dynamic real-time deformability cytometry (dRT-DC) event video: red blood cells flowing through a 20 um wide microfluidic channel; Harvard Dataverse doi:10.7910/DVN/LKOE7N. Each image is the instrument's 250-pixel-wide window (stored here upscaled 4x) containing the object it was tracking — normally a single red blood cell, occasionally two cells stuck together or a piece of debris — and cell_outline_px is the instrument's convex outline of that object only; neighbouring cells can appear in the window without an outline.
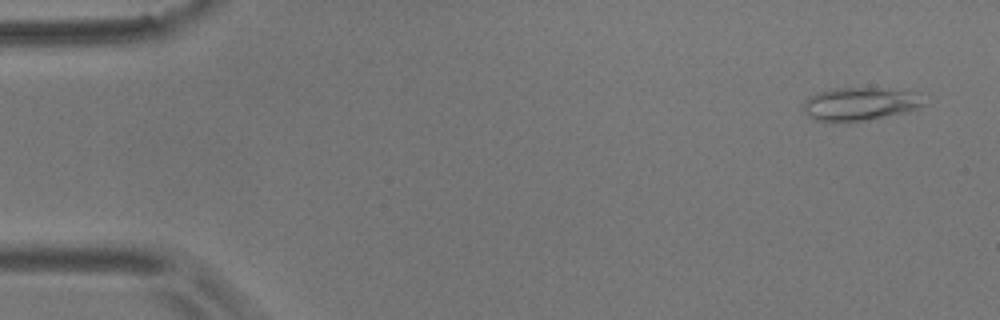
{"species": "common noctule bat (a hibernating species)", "species_latin": "Nyctalus noctula", "temperature_condition": "room temperature", "stored_images_in_passage": 56, "camera_frame_rate_fps": 3000, "um_per_image_px": 0.085, "animal": {"sex": "male", "body_mass_g": 17.9}, "frame": {"image": 1, "passage_image": 3, "time_ms": 0.667, "image_size_px": [1000, 320], "cell_outline_px": [[924, 104], [916, 108], [904, 112], [884, 116], [860, 120], [816, 120], [808, 116], [804, 112], [804, 100], [820, 92], [836, 88], [888, 88], [908, 92]], "centroid_in_image_um": [72.99, 8.81], "position_along_channel_um": 12.0, "area_um2": 21.96}}
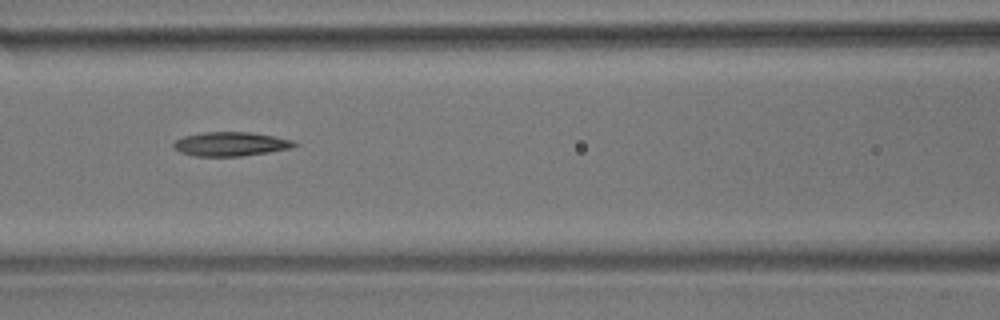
{"frame": {"image": 2, "passage_image": 24, "time_ms": 7.667, "image_size_px": [1000, 320], "cell_outline_px": [[300, 144], [292, 148], [244, 156], [192, 156], [180, 152], [172, 148], [172, 144], [176, 140], [184, 136], [204, 132], [248, 132], [272, 136], [292, 140]], "centroid_in_image_um": [19.58, 12.25], "position_along_channel_um": 147.0, "area_um2": 16.99}}
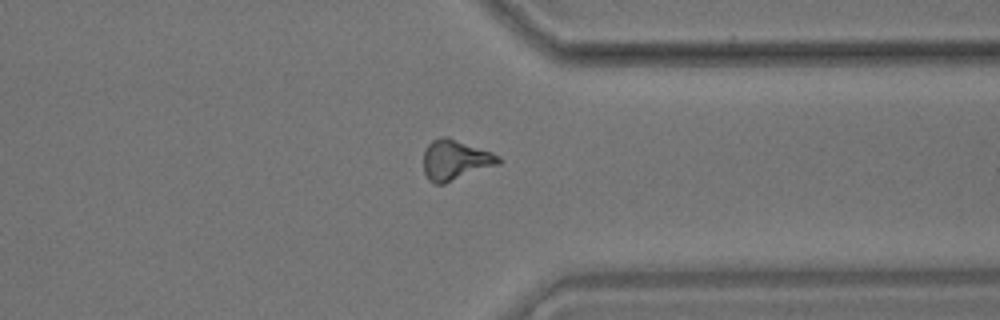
{"frame": {"image": 3, "passage_image": 43, "time_ms": 14.0, "image_size_px": [1000, 320], "cell_outline_px": [[504, 160], [500, 164], [444, 184], [432, 184], [428, 180], [424, 172], [424, 152], [428, 144], [432, 140], [440, 136], [448, 136], [492, 152], [500, 156]], "centroid_in_image_um": [38.72, 13.6], "position_along_channel_um": 372.7, "area_um2": 17.92}}